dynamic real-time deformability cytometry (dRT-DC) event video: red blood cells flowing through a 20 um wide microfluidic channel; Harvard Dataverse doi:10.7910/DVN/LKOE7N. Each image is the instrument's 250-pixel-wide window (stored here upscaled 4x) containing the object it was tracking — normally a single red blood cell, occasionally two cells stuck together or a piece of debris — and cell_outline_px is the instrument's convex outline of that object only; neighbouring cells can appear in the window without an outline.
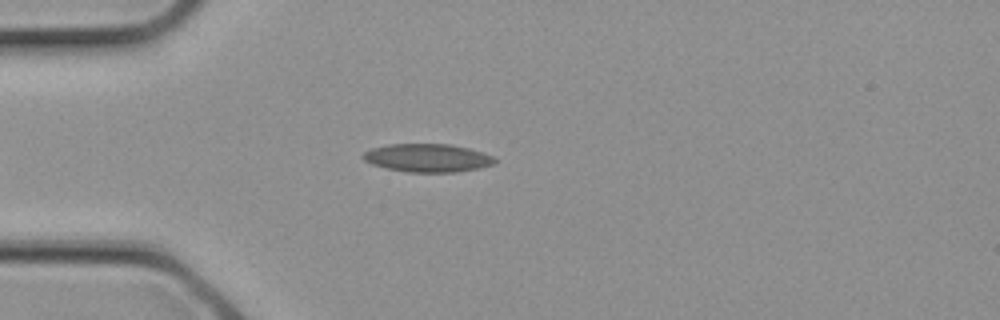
{"species": "common noctule bat (a hibernating species)", "species_latin": "Nyctalus noctula", "temperature_condition": "cold", "stored_images_in_passage": 2, "camera_frame_rate_fps": 3000, "um_per_image_px": 0.085, "animal": {"sex": "female", "body_mass_g": 21.9}, "frame": {"image": 1, "passage_image": 2, "time_ms": 0.333, "image_size_px": [1000, 320], "cell_outline_px": [[496, 160], [492, 164], [480, 168], [456, 172], [408, 172], [388, 168], [372, 164], [364, 160], [360, 156], [364, 152], [372, 148], [388, 144], [452, 144], [468, 148], [496, 156]], "centroid_in_image_um": [36.35, 13.41], "position_along_channel_um": 48.6, "area_um2": 21.68}}